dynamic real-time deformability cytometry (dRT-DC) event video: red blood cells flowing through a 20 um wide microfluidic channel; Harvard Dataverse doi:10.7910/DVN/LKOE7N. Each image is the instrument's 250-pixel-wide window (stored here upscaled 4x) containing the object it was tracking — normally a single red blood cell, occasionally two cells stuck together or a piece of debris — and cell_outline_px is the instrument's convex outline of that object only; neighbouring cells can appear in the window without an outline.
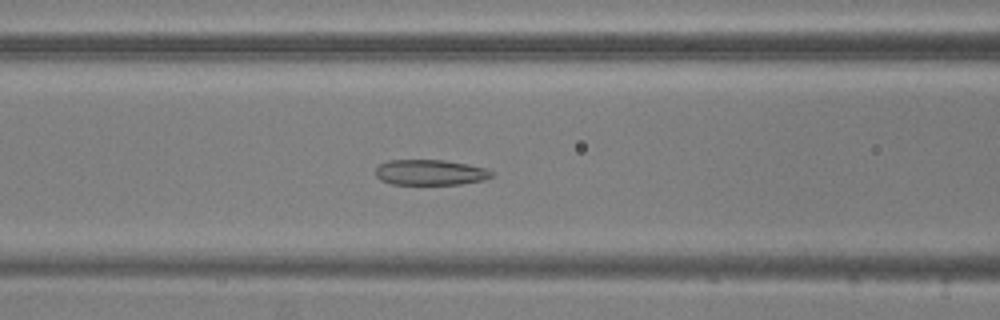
{"species": "common noctule bat (a hibernating species)", "species_latin": "Nyctalus noctula", "temperature_condition": "warm", "stored_images_in_passage": 52, "camera_frame_rate_fps": 3000, "um_per_image_px": 0.085, "animal": {"sex": "male", "body_mass_g": 20.5, "forearm_length_mm": 52.5}, "frame": {"image": 1, "passage_image": 20, "time_ms": 6.333, "image_size_px": [1000, 320], "cell_outline_px": [[496, 172], [492, 176], [484, 180], [460, 184], [392, 184], [380, 180], [376, 176], [376, 168], [380, 164], [388, 160], [444, 160], [468, 164], [488, 168]], "centroid_in_image_um": [36.61, 14.65], "position_along_channel_um": 130.0, "area_um2": 17.4}}
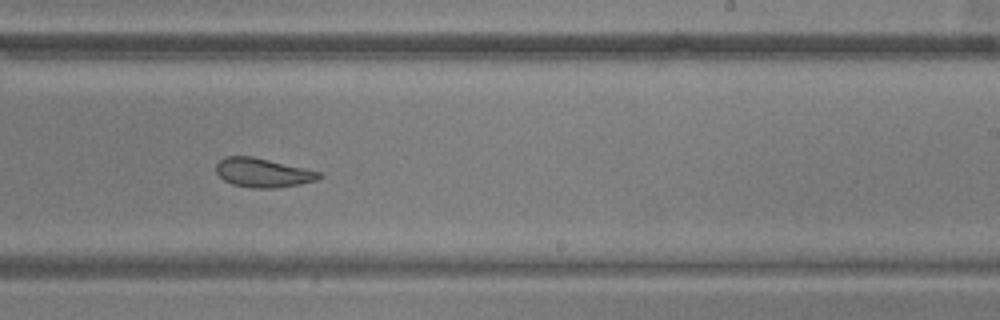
{"frame": {"image": 2, "passage_image": 31, "time_ms": 10.0, "image_size_px": [1000, 320], "cell_outline_px": [[324, 176], [316, 180], [276, 188], [252, 188], [232, 184], [224, 180], [216, 172], [216, 164], [224, 156], [252, 156], [304, 168], [320, 172]], "centroid_in_image_um": [22.31, 14.67], "position_along_channel_um": 266.7, "area_um2": 17.28}}
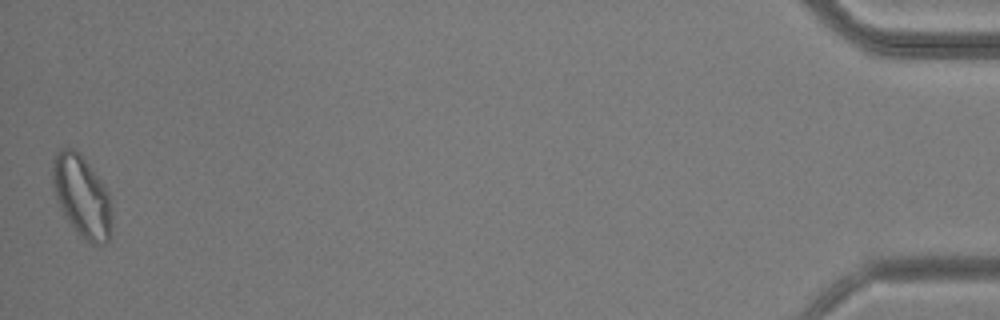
{"frame": {"image": 3, "passage_image": 52, "time_ms": 17.0, "image_size_px": [1000, 320], "cell_outline_px": [[112, 236], [104, 244], [92, 244], [80, 236], [76, 232], [64, 216], [56, 200], [52, 188], [52, 164], [56, 152], [60, 148], [72, 148], [80, 152], [100, 180], [108, 192], [112, 216]], "centroid_in_image_um": [6.95, 16.7], "position_along_channel_um": 428.3, "area_um2": 28.61}, "authors_computed_cell_mechanics": {"area_um2": 20.9525, "velocity_mm_per_s": 3.7333, "shape_relaxation_time_tau1_ms": 6.9212, "shape_relaxation_time_tau2_ms": 2.2875, "deformation_change_tau1": 0.1728, "deformation_change_tau2": 0.0914}}